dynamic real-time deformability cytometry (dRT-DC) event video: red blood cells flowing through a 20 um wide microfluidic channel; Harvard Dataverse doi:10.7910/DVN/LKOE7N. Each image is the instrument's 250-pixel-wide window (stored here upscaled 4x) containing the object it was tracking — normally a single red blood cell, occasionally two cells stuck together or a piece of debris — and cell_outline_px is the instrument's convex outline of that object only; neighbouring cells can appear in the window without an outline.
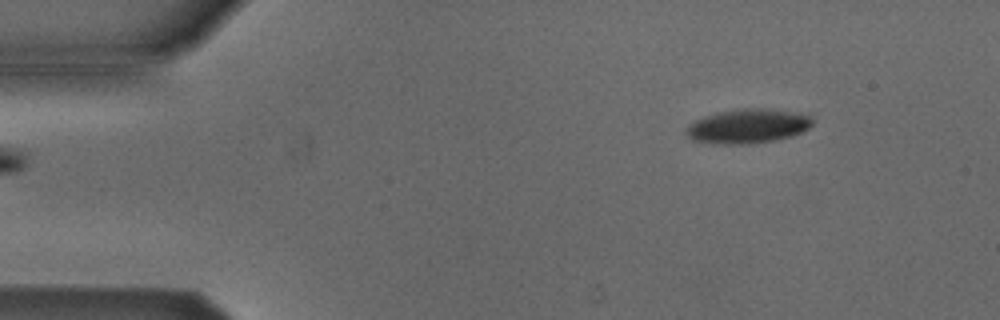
{"species": "Egyptian fruit bat (a non-hibernating species)", "species_latin": "Rousettus aegyptiacus", "temperature_condition": "cold", "stored_images_in_passage": 3, "camera_frame_rate_fps": 3000, "um_per_image_px": 0.085, "animal": {"sex": "male"}, "frame": {"image": 1, "passage_image": 1, "time_ms": 0.0, "image_size_px": [1000, 320], "cell_outline_px": [[812, 124], [808, 128], [792, 136], [752, 144], [712, 144], [692, 140], [684, 132], [684, 128], [688, 124], [704, 116], [716, 112], [744, 108], [764, 108], [808, 112], [812, 116]], "centroid_in_image_um": [63.57, 10.71], "position_along_channel_um": 21.4, "area_um2": 25.84}}